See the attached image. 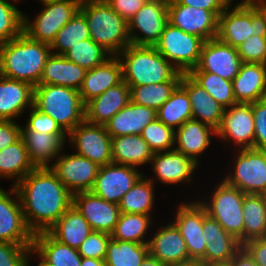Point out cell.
Here are the masks:
<instances>
[{
    "label": "cell",
    "instance_id": "cell-50",
    "mask_svg": "<svg viewBox=\"0 0 266 266\" xmlns=\"http://www.w3.org/2000/svg\"><path fill=\"white\" fill-rule=\"evenodd\" d=\"M29 110L30 114L24 125L27 130L47 134H67L52 117L38 111L34 106Z\"/></svg>",
    "mask_w": 266,
    "mask_h": 266
},
{
    "label": "cell",
    "instance_id": "cell-54",
    "mask_svg": "<svg viewBox=\"0 0 266 266\" xmlns=\"http://www.w3.org/2000/svg\"><path fill=\"white\" fill-rule=\"evenodd\" d=\"M21 138V125L14 120L0 119V150Z\"/></svg>",
    "mask_w": 266,
    "mask_h": 266
},
{
    "label": "cell",
    "instance_id": "cell-61",
    "mask_svg": "<svg viewBox=\"0 0 266 266\" xmlns=\"http://www.w3.org/2000/svg\"><path fill=\"white\" fill-rule=\"evenodd\" d=\"M140 266H166L162 264L157 258H154L150 254L142 261Z\"/></svg>",
    "mask_w": 266,
    "mask_h": 266
},
{
    "label": "cell",
    "instance_id": "cell-39",
    "mask_svg": "<svg viewBox=\"0 0 266 266\" xmlns=\"http://www.w3.org/2000/svg\"><path fill=\"white\" fill-rule=\"evenodd\" d=\"M157 118L174 131L186 121L193 119L189 95L180 84L157 110Z\"/></svg>",
    "mask_w": 266,
    "mask_h": 266
},
{
    "label": "cell",
    "instance_id": "cell-19",
    "mask_svg": "<svg viewBox=\"0 0 266 266\" xmlns=\"http://www.w3.org/2000/svg\"><path fill=\"white\" fill-rule=\"evenodd\" d=\"M242 63L237 48L214 38L204 41L198 65L191 71L211 72L232 81Z\"/></svg>",
    "mask_w": 266,
    "mask_h": 266
},
{
    "label": "cell",
    "instance_id": "cell-40",
    "mask_svg": "<svg viewBox=\"0 0 266 266\" xmlns=\"http://www.w3.org/2000/svg\"><path fill=\"white\" fill-rule=\"evenodd\" d=\"M153 216L137 213H121L111 238L118 241H130L148 244L150 238L145 236L152 226Z\"/></svg>",
    "mask_w": 266,
    "mask_h": 266
},
{
    "label": "cell",
    "instance_id": "cell-53",
    "mask_svg": "<svg viewBox=\"0 0 266 266\" xmlns=\"http://www.w3.org/2000/svg\"><path fill=\"white\" fill-rule=\"evenodd\" d=\"M251 24L255 36L266 37V0L251 1Z\"/></svg>",
    "mask_w": 266,
    "mask_h": 266
},
{
    "label": "cell",
    "instance_id": "cell-62",
    "mask_svg": "<svg viewBox=\"0 0 266 266\" xmlns=\"http://www.w3.org/2000/svg\"><path fill=\"white\" fill-rule=\"evenodd\" d=\"M56 1H60V0H39V2H41V5L50 3V2H56Z\"/></svg>",
    "mask_w": 266,
    "mask_h": 266
},
{
    "label": "cell",
    "instance_id": "cell-52",
    "mask_svg": "<svg viewBox=\"0 0 266 266\" xmlns=\"http://www.w3.org/2000/svg\"><path fill=\"white\" fill-rule=\"evenodd\" d=\"M255 135L254 148L266 150V98L252 103Z\"/></svg>",
    "mask_w": 266,
    "mask_h": 266
},
{
    "label": "cell",
    "instance_id": "cell-49",
    "mask_svg": "<svg viewBox=\"0 0 266 266\" xmlns=\"http://www.w3.org/2000/svg\"><path fill=\"white\" fill-rule=\"evenodd\" d=\"M110 238L111 234L109 233L92 231L78 247L77 251L81 257L104 260L106 257L107 244Z\"/></svg>",
    "mask_w": 266,
    "mask_h": 266
},
{
    "label": "cell",
    "instance_id": "cell-37",
    "mask_svg": "<svg viewBox=\"0 0 266 266\" xmlns=\"http://www.w3.org/2000/svg\"><path fill=\"white\" fill-rule=\"evenodd\" d=\"M244 245L250 240L266 238V205L260 194H245L243 199Z\"/></svg>",
    "mask_w": 266,
    "mask_h": 266
},
{
    "label": "cell",
    "instance_id": "cell-17",
    "mask_svg": "<svg viewBox=\"0 0 266 266\" xmlns=\"http://www.w3.org/2000/svg\"><path fill=\"white\" fill-rule=\"evenodd\" d=\"M168 23L204 41L217 38L218 16L213 11L186 6L174 0L168 4Z\"/></svg>",
    "mask_w": 266,
    "mask_h": 266
},
{
    "label": "cell",
    "instance_id": "cell-45",
    "mask_svg": "<svg viewBox=\"0 0 266 266\" xmlns=\"http://www.w3.org/2000/svg\"><path fill=\"white\" fill-rule=\"evenodd\" d=\"M64 56L80 67L90 70L104 63L112 55L90 38L73 45Z\"/></svg>",
    "mask_w": 266,
    "mask_h": 266
},
{
    "label": "cell",
    "instance_id": "cell-14",
    "mask_svg": "<svg viewBox=\"0 0 266 266\" xmlns=\"http://www.w3.org/2000/svg\"><path fill=\"white\" fill-rule=\"evenodd\" d=\"M0 187V241L18 245H32L34 233L28 228L14 186Z\"/></svg>",
    "mask_w": 266,
    "mask_h": 266
},
{
    "label": "cell",
    "instance_id": "cell-43",
    "mask_svg": "<svg viewBox=\"0 0 266 266\" xmlns=\"http://www.w3.org/2000/svg\"><path fill=\"white\" fill-rule=\"evenodd\" d=\"M179 84L180 81H165L159 84L129 86L131 102L157 111Z\"/></svg>",
    "mask_w": 266,
    "mask_h": 266
},
{
    "label": "cell",
    "instance_id": "cell-44",
    "mask_svg": "<svg viewBox=\"0 0 266 266\" xmlns=\"http://www.w3.org/2000/svg\"><path fill=\"white\" fill-rule=\"evenodd\" d=\"M188 75L225 109L237 103L232 81L206 71H190Z\"/></svg>",
    "mask_w": 266,
    "mask_h": 266
},
{
    "label": "cell",
    "instance_id": "cell-65",
    "mask_svg": "<svg viewBox=\"0 0 266 266\" xmlns=\"http://www.w3.org/2000/svg\"><path fill=\"white\" fill-rule=\"evenodd\" d=\"M260 195L262 196L264 203L266 205V190H264Z\"/></svg>",
    "mask_w": 266,
    "mask_h": 266
},
{
    "label": "cell",
    "instance_id": "cell-5",
    "mask_svg": "<svg viewBox=\"0 0 266 266\" xmlns=\"http://www.w3.org/2000/svg\"><path fill=\"white\" fill-rule=\"evenodd\" d=\"M33 106L52 117L67 134L85 120V104L79 91L70 87L36 85Z\"/></svg>",
    "mask_w": 266,
    "mask_h": 266
},
{
    "label": "cell",
    "instance_id": "cell-57",
    "mask_svg": "<svg viewBox=\"0 0 266 266\" xmlns=\"http://www.w3.org/2000/svg\"><path fill=\"white\" fill-rule=\"evenodd\" d=\"M242 247L249 253L255 263L266 266V238L250 240Z\"/></svg>",
    "mask_w": 266,
    "mask_h": 266
},
{
    "label": "cell",
    "instance_id": "cell-2",
    "mask_svg": "<svg viewBox=\"0 0 266 266\" xmlns=\"http://www.w3.org/2000/svg\"><path fill=\"white\" fill-rule=\"evenodd\" d=\"M51 53L49 44L33 40L22 32L18 37L0 43V75L35 87Z\"/></svg>",
    "mask_w": 266,
    "mask_h": 266
},
{
    "label": "cell",
    "instance_id": "cell-28",
    "mask_svg": "<svg viewBox=\"0 0 266 266\" xmlns=\"http://www.w3.org/2000/svg\"><path fill=\"white\" fill-rule=\"evenodd\" d=\"M123 81L122 65L117 56H111L101 65L87 70L79 93L85 104Z\"/></svg>",
    "mask_w": 266,
    "mask_h": 266
},
{
    "label": "cell",
    "instance_id": "cell-21",
    "mask_svg": "<svg viewBox=\"0 0 266 266\" xmlns=\"http://www.w3.org/2000/svg\"><path fill=\"white\" fill-rule=\"evenodd\" d=\"M155 229L149 240V254L166 266H191L186 242L179 229L171 221Z\"/></svg>",
    "mask_w": 266,
    "mask_h": 266
},
{
    "label": "cell",
    "instance_id": "cell-25",
    "mask_svg": "<svg viewBox=\"0 0 266 266\" xmlns=\"http://www.w3.org/2000/svg\"><path fill=\"white\" fill-rule=\"evenodd\" d=\"M216 130L208 124L191 119L175 130L174 150L185 154L199 164L201 155L208 150Z\"/></svg>",
    "mask_w": 266,
    "mask_h": 266
},
{
    "label": "cell",
    "instance_id": "cell-59",
    "mask_svg": "<svg viewBox=\"0 0 266 266\" xmlns=\"http://www.w3.org/2000/svg\"><path fill=\"white\" fill-rule=\"evenodd\" d=\"M81 266H106L104 260L96 258H84L81 259Z\"/></svg>",
    "mask_w": 266,
    "mask_h": 266
},
{
    "label": "cell",
    "instance_id": "cell-12",
    "mask_svg": "<svg viewBox=\"0 0 266 266\" xmlns=\"http://www.w3.org/2000/svg\"><path fill=\"white\" fill-rule=\"evenodd\" d=\"M100 166L86 157L76 153H62L57 157L50 169L74 195L80 192L91 191Z\"/></svg>",
    "mask_w": 266,
    "mask_h": 266
},
{
    "label": "cell",
    "instance_id": "cell-34",
    "mask_svg": "<svg viewBox=\"0 0 266 266\" xmlns=\"http://www.w3.org/2000/svg\"><path fill=\"white\" fill-rule=\"evenodd\" d=\"M32 249L51 266H81L77 249L59 242L47 231L34 234Z\"/></svg>",
    "mask_w": 266,
    "mask_h": 266
},
{
    "label": "cell",
    "instance_id": "cell-58",
    "mask_svg": "<svg viewBox=\"0 0 266 266\" xmlns=\"http://www.w3.org/2000/svg\"><path fill=\"white\" fill-rule=\"evenodd\" d=\"M229 264L231 266H259L243 247L233 256Z\"/></svg>",
    "mask_w": 266,
    "mask_h": 266
},
{
    "label": "cell",
    "instance_id": "cell-7",
    "mask_svg": "<svg viewBox=\"0 0 266 266\" xmlns=\"http://www.w3.org/2000/svg\"><path fill=\"white\" fill-rule=\"evenodd\" d=\"M204 40L167 23L155 49L180 73L188 74L199 62Z\"/></svg>",
    "mask_w": 266,
    "mask_h": 266
},
{
    "label": "cell",
    "instance_id": "cell-42",
    "mask_svg": "<svg viewBox=\"0 0 266 266\" xmlns=\"http://www.w3.org/2000/svg\"><path fill=\"white\" fill-rule=\"evenodd\" d=\"M90 39V31L85 16L78 11L57 33L50 45L52 53L64 55L73 45Z\"/></svg>",
    "mask_w": 266,
    "mask_h": 266
},
{
    "label": "cell",
    "instance_id": "cell-55",
    "mask_svg": "<svg viewBox=\"0 0 266 266\" xmlns=\"http://www.w3.org/2000/svg\"><path fill=\"white\" fill-rule=\"evenodd\" d=\"M127 22L148 0H104Z\"/></svg>",
    "mask_w": 266,
    "mask_h": 266
},
{
    "label": "cell",
    "instance_id": "cell-48",
    "mask_svg": "<svg viewBox=\"0 0 266 266\" xmlns=\"http://www.w3.org/2000/svg\"><path fill=\"white\" fill-rule=\"evenodd\" d=\"M237 50L244 63L266 64V37L249 36L237 47Z\"/></svg>",
    "mask_w": 266,
    "mask_h": 266
},
{
    "label": "cell",
    "instance_id": "cell-8",
    "mask_svg": "<svg viewBox=\"0 0 266 266\" xmlns=\"http://www.w3.org/2000/svg\"><path fill=\"white\" fill-rule=\"evenodd\" d=\"M81 1L60 0L43 4L33 19L23 13V32L33 40L51 45L58 31L80 10Z\"/></svg>",
    "mask_w": 266,
    "mask_h": 266
},
{
    "label": "cell",
    "instance_id": "cell-32",
    "mask_svg": "<svg viewBox=\"0 0 266 266\" xmlns=\"http://www.w3.org/2000/svg\"><path fill=\"white\" fill-rule=\"evenodd\" d=\"M86 71L85 68L69 61L64 55L51 53L39 84L65 86L79 91Z\"/></svg>",
    "mask_w": 266,
    "mask_h": 266
},
{
    "label": "cell",
    "instance_id": "cell-23",
    "mask_svg": "<svg viewBox=\"0 0 266 266\" xmlns=\"http://www.w3.org/2000/svg\"><path fill=\"white\" fill-rule=\"evenodd\" d=\"M252 35H254V24H251V1L241 0L236 5L233 1L218 16L217 38L237 48Z\"/></svg>",
    "mask_w": 266,
    "mask_h": 266
},
{
    "label": "cell",
    "instance_id": "cell-26",
    "mask_svg": "<svg viewBox=\"0 0 266 266\" xmlns=\"http://www.w3.org/2000/svg\"><path fill=\"white\" fill-rule=\"evenodd\" d=\"M130 101V87L122 81L85 103V121L105 125Z\"/></svg>",
    "mask_w": 266,
    "mask_h": 266
},
{
    "label": "cell",
    "instance_id": "cell-9",
    "mask_svg": "<svg viewBox=\"0 0 266 266\" xmlns=\"http://www.w3.org/2000/svg\"><path fill=\"white\" fill-rule=\"evenodd\" d=\"M234 153L230 172L222 179L245 194H261L266 190V150L247 148Z\"/></svg>",
    "mask_w": 266,
    "mask_h": 266
},
{
    "label": "cell",
    "instance_id": "cell-16",
    "mask_svg": "<svg viewBox=\"0 0 266 266\" xmlns=\"http://www.w3.org/2000/svg\"><path fill=\"white\" fill-rule=\"evenodd\" d=\"M143 175L136 167L112 162L99 168L91 191L108 202L119 204Z\"/></svg>",
    "mask_w": 266,
    "mask_h": 266
},
{
    "label": "cell",
    "instance_id": "cell-46",
    "mask_svg": "<svg viewBox=\"0 0 266 266\" xmlns=\"http://www.w3.org/2000/svg\"><path fill=\"white\" fill-rule=\"evenodd\" d=\"M11 1L0 0V43L14 39L23 32L24 12L15 1Z\"/></svg>",
    "mask_w": 266,
    "mask_h": 266
},
{
    "label": "cell",
    "instance_id": "cell-15",
    "mask_svg": "<svg viewBox=\"0 0 266 266\" xmlns=\"http://www.w3.org/2000/svg\"><path fill=\"white\" fill-rule=\"evenodd\" d=\"M172 222L179 229L186 242L189 258L197 264L205 255L203 236V205L198 201L178 204Z\"/></svg>",
    "mask_w": 266,
    "mask_h": 266
},
{
    "label": "cell",
    "instance_id": "cell-47",
    "mask_svg": "<svg viewBox=\"0 0 266 266\" xmlns=\"http://www.w3.org/2000/svg\"><path fill=\"white\" fill-rule=\"evenodd\" d=\"M140 135L154 153L174 150L175 131L158 118L150 122Z\"/></svg>",
    "mask_w": 266,
    "mask_h": 266
},
{
    "label": "cell",
    "instance_id": "cell-27",
    "mask_svg": "<svg viewBox=\"0 0 266 266\" xmlns=\"http://www.w3.org/2000/svg\"><path fill=\"white\" fill-rule=\"evenodd\" d=\"M34 87L0 75V119L14 120L33 106Z\"/></svg>",
    "mask_w": 266,
    "mask_h": 266
},
{
    "label": "cell",
    "instance_id": "cell-1",
    "mask_svg": "<svg viewBox=\"0 0 266 266\" xmlns=\"http://www.w3.org/2000/svg\"><path fill=\"white\" fill-rule=\"evenodd\" d=\"M14 188L34 234L48 231L72 206V194L50 167L33 169Z\"/></svg>",
    "mask_w": 266,
    "mask_h": 266
},
{
    "label": "cell",
    "instance_id": "cell-6",
    "mask_svg": "<svg viewBox=\"0 0 266 266\" xmlns=\"http://www.w3.org/2000/svg\"><path fill=\"white\" fill-rule=\"evenodd\" d=\"M221 180L206 197L207 200L198 198V201L206 208L207 214L226 232L240 240L244 231L242 206L245 193Z\"/></svg>",
    "mask_w": 266,
    "mask_h": 266
},
{
    "label": "cell",
    "instance_id": "cell-38",
    "mask_svg": "<svg viewBox=\"0 0 266 266\" xmlns=\"http://www.w3.org/2000/svg\"><path fill=\"white\" fill-rule=\"evenodd\" d=\"M155 183L145 176V174L135 183V185L125 193L119 202L121 213H137L151 215L154 209Z\"/></svg>",
    "mask_w": 266,
    "mask_h": 266
},
{
    "label": "cell",
    "instance_id": "cell-4",
    "mask_svg": "<svg viewBox=\"0 0 266 266\" xmlns=\"http://www.w3.org/2000/svg\"><path fill=\"white\" fill-rule=\"evenodd\" d=\"M90 31V38L112 56L131 44L128 22L104 0H82L79 10Z\"/></svg>",
    "mask_w": 266,
    "mask_h": 266
},
{
    "label": "cell",
    "instance_id": "cell-33",
    "mask_svg": "<svg viewBox=\"0 0 266 266\" xmlns=\"http://www.w3.org/2000/svg\"><path fill=\"white\" fill-rule=\"evenodd\" d=\"M154 152L141 135L111 137L112 162L139 168L150 164Z\"/></svg>",
    "mask_w": 266,
    "mask_h": 266
},
{
    "label": "cell",
    "instance_id": "cell-11",
    "mask_svg": "<svg viewBox=\"0 0 266 266\" xmlns=\"http://www.w3.org/2000/svg\"><path fill=\"white\" fill-rule=\"evenodd\" d=\"M168 23V4L147 1L128 21L130 42L138 46H154Z\"/></svg>",
    "mask_w": 266,
    "mask_h": 266
},
{
    "label": "cell",
    "instance_id": "cell-20",
    "mask_svg": "<svg viewBox=\"0 0 266 266\" xmlns=\"http://www.w3.org/2000/svg\"><path fill=\"white\" fill-rule=\"evenodd\" d=\"M203 236L205 238V255L197 263L199 266L229 263L242 248L239 240L226 232L222 226L211 218L203 206Z\"/></svg>",
    "mask_w": 266,
    "mask_h": 266
},
{
    "label": "cell",
    "instance_id": "cell-18",
    "mask_svg": "<svg viewBox=\"0 0 266 266\" xmlns=\"http://www.w3.org/2000/svg\"><path fill=\"white\" fill-rule=\"evenodd\" d=\"M150 165L153 172V182H160L164 186L177 184H191L194 179L193 174L198 167L193 159L176 150L156 152L153 154ZM156 180V181H154Z\"/></svg>",
    "mask_w": 266,
    "mask_h": 266
},
{
    "label": "cell",
    "instance_id": "cell-13",
    "mask_svg": "<svg viewBox=\"0 0 266 266\" xmlns=\"http://www.w3.org/2000/svg\"><path fill=\"white\" fill-rule=\"evenodd\" d=\"M216 138L233 142L238 149L254 148L255 125L252 103H236L226 108Z\"/></svg>",
    "mask_w": 266,
    "mask_h": 266
},
{
    "label": "cell",
    "instance_id": "cell-60",
    "mask_svg": "<svg viewBox=\"0 0 266 266\" xmlns=\"http://www.w3.org/2000/svg\"><path fill=\"white\" fill-rule=\"evenodd\" d=\"M37 255L39 261L37 266H51L49 263H47L45 260H43L32 248L30 249V251L28 252V255L26 257V262H25V266H31V256L33 258L34 255Z\"/></svg>",
    "mask_w": 266,
    "mask_h": 266
},
{
    "label": "cell",
    "instance_id": "cell-36",
    "mask_svg": "<svg viewBox=\"0 0 266 266\" xmlns=\"http://www.w3.org/2000/svg\"><path fill=\"white\" fill-rule=\"evenodd\" d=\"M35 168L22 138L0 150V179H12V186Z\"/></svg>",
    "mask_w": 266,
    "mask_h": 266
},
{
    "label": "cell",
    "instance_id": "cell-63",
    "mask_svg": "<svg viewBox=\"0 0 266 266\" xmlns=\"http://www.w3.org/2000/svg\"><path fill=\"white\" fill-rule=\"evenodd\" d=\"M148 1H159V2H162V3L170 4L174 0H148Z\"/></svg>",
    "mask_w": 266,
    "mask_h": 266
},
{
    "label": "cell",
    "instance_id": "cell-3",
    "mask_svg": "<svg viewBox=\"0 0 266 266\" xmlns=\"http://www.w3.org/2000/svg\"><path fill=\"white\" fill-rule=\"evenodd\" d=\"M123 81L128 86L180 81L182 74L168 62L154 46L130 44L118 55Z\"/></svg>",
    "mask_w": 266,
    "mask_h": 266
},
{
    "label": "cell",
    "instance_id": "cell-56",
    "mask_svg": "<svg viewBox=\"0 0 266 266\" xmlns=\"http://www.w3.org/2000/svg\"><path fill=\"white\" fill-rule=\"evenodd\" d=\"M179 4L213 11L219 16L233 0H176Z\"/></svg>",
    "mask_w": 266,
    "mask_h": 266
},
{
    "label": "cell",
    "instance_id": "cell-35",
    "mask_svg": "<svg viewBox=\"0 0 266 266\" xmlns=\"http://www.w3.org/2000/svg\"><path fill=\"white\" fill-rule=\"evenodd\" d=\"M47 232L59 242L78 249L92 229L72 205Z\"/></svg>",
    "mask_w": 266,
    "mask_h": 266
},
{
    "label": "cell",
    "instance_id": "cell-10",
    "mask_svg": "<svg viewBox=\"0 0 266 266\" xmlns=\"http://www.w3.org/2000/svg\"><path fill=\"white\" fill-rule=\"evenodd\" d=\"M71 149L102 167L112 163L111 137L105 125L81 122L69 134Z\"/></svg>",
    "mask_w": 266,
    "mask_h": 266
},
{
    "label": "cell",
    "instance_id": "cell-51",
    "mask_svg": "<svg viewBox=\"0 0 266 266\" xmlns=\"http://www.w3.org/2000/svg\"><path fill=\"white\" fill-rule=\"evenodd\" d=\"M32 245H18L0 241V266H25Z\"/></svg>",
    "mask_w": 266,
    "mask_h": 266
},
{
    "label": "cell",
    "instance_id": "cell-22",
    "mask_svg": "<svg viewBox=\"0 0 266 266\" xmlns=\"http://www.w3.org/2000/svg\"><path fill=\"white\" fill-rule=\"evenodd\" d=\"M72 205L87 220L92 231L111 234L119 220V205L108 202L92 191L72 195Z\"/></svg>",
    "mask_w": 266,
    "mask_h": 266
},
{
    "label": "cell",
    "instance_id": "cell-31",
    "mask_svg": "<svg viewBox=\"0 0 266 266\" xmlns=\"http://www.w3.org/2000/svg\"><path fill=\"white\" fill-rule=\"evenodd\" d=\"M156 118L155 109L130 101L105 124V128L110 137L140 135L142 130Z\"/></svg>",
    "mask_w": 266,
    "mask_h": 266
},
{
    "label": "cell",
    "instance_id": "cell-24",
    "mask_svg": "<svg viewBox=\"0 0 266 266\" xmlns=\"http://www.w3.org/2000/svg\"><path fill=\"white\" fill-rule=\"evenodd\" d=\"M21 138L32 164L36 168H42L50 167L64 151L68 134L41 133L21 126Z\"/></svg>",
    "mask_w": 266,
    "mask_h": 266
},
{
    "label": "cell",
    "instance_id": "cell-30",
    "mask_svg": "<svg viewBox=\"0 0 266 266\" xmlns=\"http://www.w3.org/2000/svg\"><path fill=\"white\" fill-rule=\"evenodd\" d=\"M237 103H254L266 98V64L242 63L232 80Z\"/></svg>",
    "mask_w": 266,
    "mask_h": 266
},
{
    "label": "cell",
    "instance_id": "cell-29",
    "mask_svg": "<svg viewBox=\"0 0 266 266\" xmlns=\"http://www.w3.org/2000/svg\"><path fill=\"white\" fill-rule=\"evenodd\" d=\"M180 85L189 95L192 118L217 130L221 125L225 108L188 74H182Z\"/></svg>",
    "mask_w": 266,
    "mask_h": 266
},
{
    "label": "cell",
    "instance_id": "cell-41",
    "mask_svg": "<svg viewBox=\"0 0 266 266\" xmlns=\"http://www.w3.org/2000/svg\"><path fill=\"white\" fill-rule=\"evenodd\" d=\"M148 254V244L110 238L104 262L106 266H140Z\"/></svg>",
    "mask_w": 266,
    "mask_h": 266
},
{
    "label": "cell",
    "instance_id": "cell-64",
    "mask_svg": "<svg viewBox=\"0 0 266 266\" xmlns=\"http://www.w3.org/2000/svg\"><path fill=\"white\" fill-rule=\"evenodd\" d=\"M208 266H231L229 263H222V264H212Z\"/></svg>",
    "mask_w": 266,
    "mask_h": 266
}]
</instances>
